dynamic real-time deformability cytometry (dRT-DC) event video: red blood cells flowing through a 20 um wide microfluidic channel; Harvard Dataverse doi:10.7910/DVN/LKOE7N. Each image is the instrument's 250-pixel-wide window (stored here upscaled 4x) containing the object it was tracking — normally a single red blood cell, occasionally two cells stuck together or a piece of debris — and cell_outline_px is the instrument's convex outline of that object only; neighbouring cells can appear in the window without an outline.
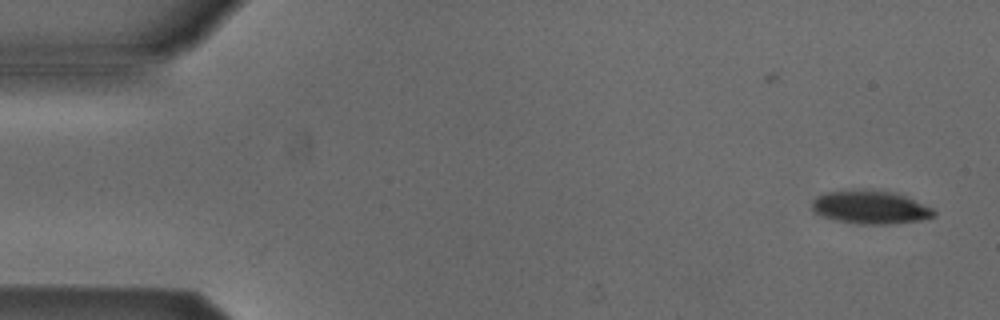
{"species": "Egyptian fruit bat (a non-hibernating species)", "species_latin": "Rousettus aegyptiacus", "temperature_condition": "cold", "stored_images_in_passage": 6, "camera_frame_rate_fps": 3000, "um_per_image_px": 0.085, "animal": {"sex": "male"}, "frame": {"image": 1, "passage_image": 2, "time_ms": 0.333, "image_size_px": [1000, 320], "cell_outline_px": [[936, 216], [920, 220], [888, 224], [860, 224], [836, 220], [824, 216], [816, 212], [812, 208], [812, 200], [816, 196], [824, 192], [864, 188], [892, 192], [904, 196], [932, 208], [936, 212]], "centroid_in_image_um": [73.96, 17.6], "position_along_channel_um": 11.0, "area_um2": 23.64}}